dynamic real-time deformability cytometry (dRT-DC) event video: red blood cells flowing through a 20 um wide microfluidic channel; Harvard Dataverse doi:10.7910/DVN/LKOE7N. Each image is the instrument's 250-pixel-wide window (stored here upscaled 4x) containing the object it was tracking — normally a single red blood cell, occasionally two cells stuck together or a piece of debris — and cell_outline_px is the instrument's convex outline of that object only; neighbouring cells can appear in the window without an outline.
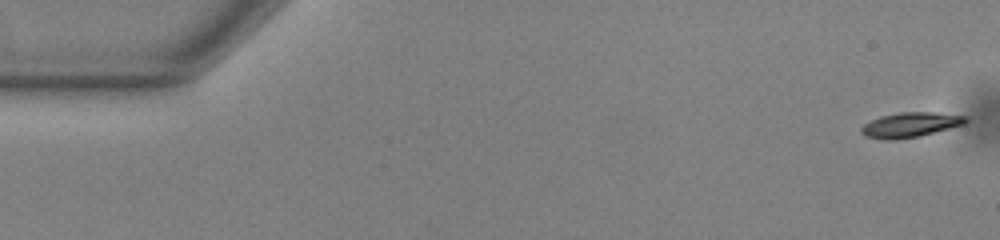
{"species": "common noctule bat (a hibernating species)", "species_latin": "Nyctalus noctula", "temperature_condition": "warm", "stored_images_in_passage": 16, "camera_frame_rate_fps": 3000, "um_per_image_px": 0.085, "animal": {"sex": "male", "body_mass_g": 13.0, "forearm_length_mm": 53.1}, "frame": {"image": 1, "passage_image": 1, "time_ms": 0.0, "image_size_px": [1000, 240], "cell_outline_px": [[968, 120], [964, 124], [920, 136], [896, 140], [888, 140], [864, 136], [860, 132], [860, 128], [864, 124], [880, 116], [900, 112], [932, 112], [968, 116]], "centroid_in_image_um": [77.36, 10.61], "position_along_channel_um": 7.6, "area_um2": 15.14}}
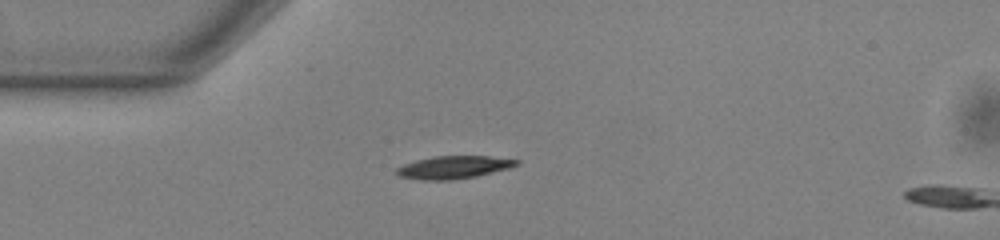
{"frame": {"image": 2, "passage_image": 14, "time_ms": 4.333, "image_size_px": [1000, 240], "cell_outline_px": [[520, 164], [508, 168], [476, 176], [452, 180], [424, 180], [400, 176], [396, 172], [396, 168], [404, 164], [416, 160], [436, 156], [488, 156], [520, 160]], "centroid_in_image_um": [38.57, 14.21], "position_along_channel_um": 46.4, "area_um2": 15.72}}